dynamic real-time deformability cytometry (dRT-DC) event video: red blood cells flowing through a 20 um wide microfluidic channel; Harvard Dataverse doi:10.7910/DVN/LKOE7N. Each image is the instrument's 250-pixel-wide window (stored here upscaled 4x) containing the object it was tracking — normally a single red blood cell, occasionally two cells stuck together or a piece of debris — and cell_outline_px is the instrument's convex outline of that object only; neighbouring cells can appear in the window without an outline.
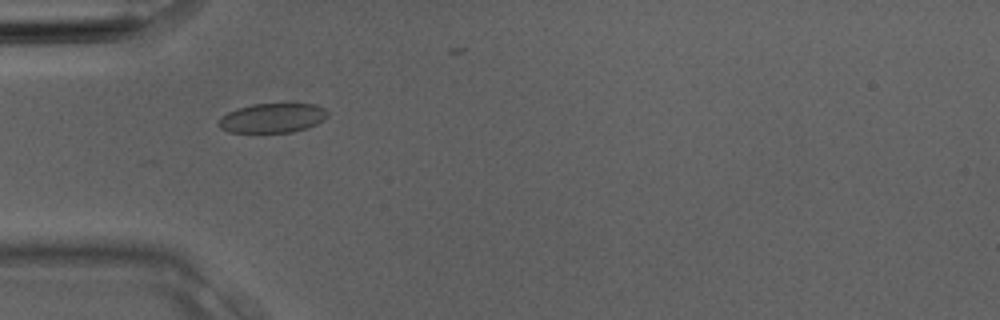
{"species": "Egyptian fruit bat (a non-hibernating species)", "species_latin": "Rousettus aegyptiacus", "temperature_condition": "room temperature", "stored_images_in_passage": 2, "camera_frame_rate_fps": 3000, "um_per_image_px": 0.085, "animal": {"sex": "male"}, "frame": {"image": 1, "passage_image": 2, "time_ms": 0.333, "image_size_px": [1000, 320], "cell_outline_px": [[328, 116], [324, 120], [316, 124], [292, 132], [228, 132], [220, 128], [216, 124], [228, 112], [236, 108], [252, 104], [288, 100], [316, 104], [324, 108], [328, 112]], "centroid_in_image_um": [23.21, 9.96], "position_along_channel_um": 61.8, "area_um2": 19.54}}